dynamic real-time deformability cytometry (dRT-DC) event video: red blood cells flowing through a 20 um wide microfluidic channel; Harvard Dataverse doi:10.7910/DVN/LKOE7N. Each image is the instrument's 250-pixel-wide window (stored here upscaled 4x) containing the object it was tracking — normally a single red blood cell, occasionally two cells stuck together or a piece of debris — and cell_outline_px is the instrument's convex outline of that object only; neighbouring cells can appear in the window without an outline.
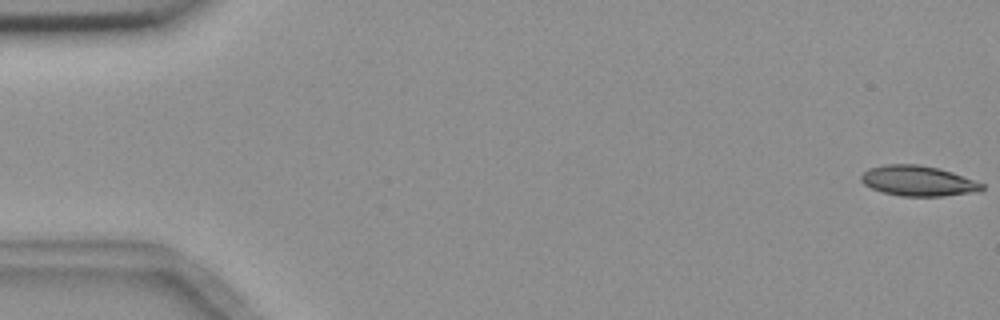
{"species": "common noctule bat (a hibernating species)", "species_latin": "Nyctalus noctula", "temperature_condition": "room temperature", "stored_images_in_passage": 15, "camera_frame_rate_fps": 3000, "um_per_image_px": 0.085, "animal": {"sex": "female", "body_mass_g": 18.4}, "frame": {"image": 1, "passage_image": 1, "time_ms": 0.0, "image_size_px": [1000, 320], "cell_outline_px": [[984, 188], [968, 192], [944, 196], [900, 196], [884, 192], [872, 188], [864, 184], [860, 180], [860, 176], [868, 168], [884, 164], [916, 164], [940, 168], [952, 172], [984, 184]], "centroid_in_image_um": [77.97, 15.36], "position_along_channel_um": 7.0, "area_um2": 21.1}}
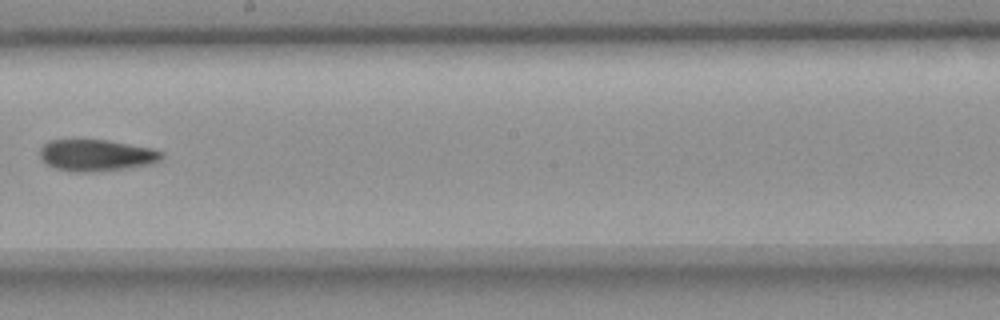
{"frame": {"image": 2, "passage_image": 8, "time_ms": 10.333, "image_size_px": [1000, 320], "cell_outline_px": [[164, 156], [160, 160], [152, 164], [128, 168], [92, 172], [68, 172], [56, 168], [48, 164], [40, 156], [40, 148], [48, 140], [108, 140], [152, 148], [164, 152]], "centroid_in_image_um": [8.22, 13.2], "position_along_channel_um": 240.0, "area_um2": 22.54}}
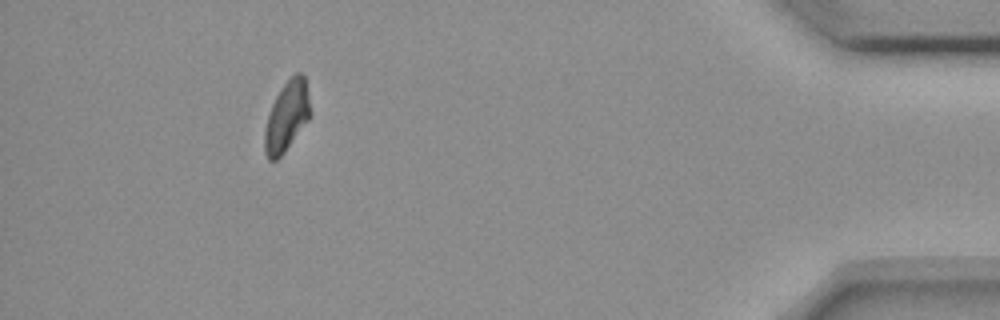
{"frame": {"image": 3, "passage_image": 15, "time_ms": 19.0, "image_size_px": [1000, 320], "cell_outline_px": [[312, 116], [284, 152], [276, 160], [268, 160], [264, 152], [264, 128], [272, 104], [280, 88], [296, 72], [300, 72], [304, 76], [312, 112]], "centroid_in_image_um": [24.38, 9.9], "position_along_channel_um": 410.8, "area_um2": 18.73}, "authors_computed_cell_mechanics": {"area_um2": 22.542, "velocity_mm_per_s": 3.6862, "shape_relaxation_time_tau1_ms": 3.6451, "shape_relaxation_time_tau2_ms": null, "deformation_change_tau1": 0.0926, "deformation_change_tau2": null}}